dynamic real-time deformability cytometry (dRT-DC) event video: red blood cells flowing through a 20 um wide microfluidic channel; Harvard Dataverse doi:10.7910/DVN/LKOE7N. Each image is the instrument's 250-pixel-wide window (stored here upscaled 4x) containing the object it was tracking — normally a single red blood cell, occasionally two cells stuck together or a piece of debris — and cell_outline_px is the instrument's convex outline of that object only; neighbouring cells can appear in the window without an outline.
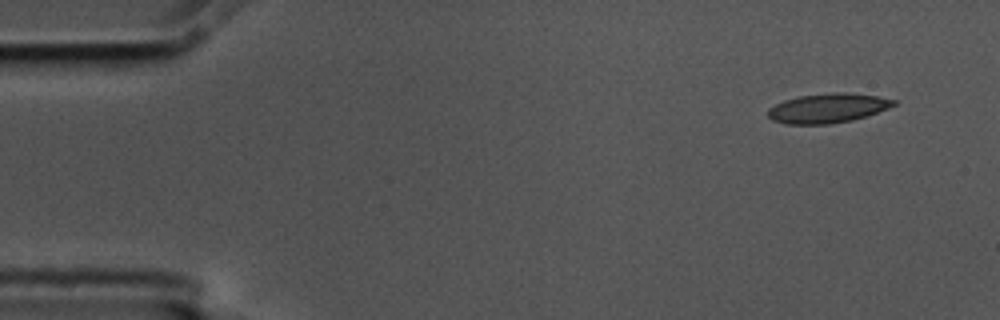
{"species": "common noctule bat (a hibernating species)", "species_latin": "Nyctalus noctula", "temperature_condition": "cold", "stored_images_in_passage": 4, "camera_frame_rate_fps": 3000, "um_per_image_px": 0.085, "animal": {"sex": "male", "body_mass_g": 17.5, "forearm_length_mm": 52.3}, "frame": {"image": 1, "passage_image": 1, "time_ms": 0.0, "image_size_px": [1000, 320], "cell_outline_px": [[900, 100], [896, 104], [888, 108], [852, 120], [828, 124], [784, 124], [772, 120], [768, 116], [768, 108], [784, 100], [800, 96], [832, 92], [848, 92], [876, 96]], "centroid_in_image_um": [70.36, 9.19], "position_along_channel_um": 14.6, "area_um2": 21.56}}
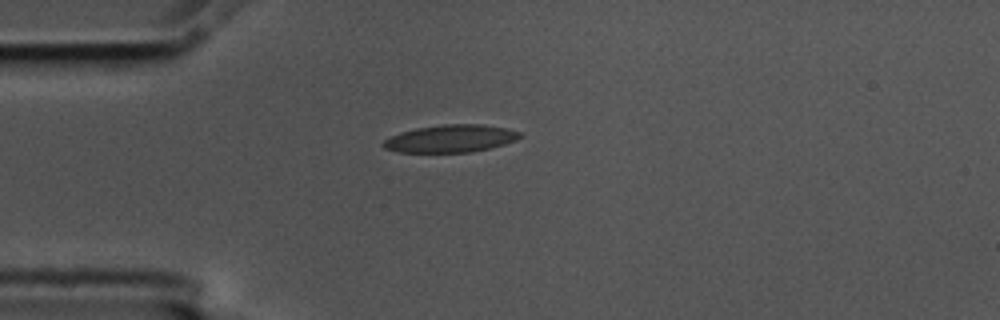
{"frame": {"image": 2, "passage_image": 4, "time_ms": 1.0, "image_size_px": [1000, 320], "cell_outline_px": [[524, 136], [516, 140], [504, 144], [472, 152], [400, 152], [384, 148], [380, 144], [384, 140], [400, 132], [416, 128], [444, 124], [480, 124], [508, 128], [520, 132]], "centroid_in_image_um": [38.32, 11.77], "position_along_channel_um": 46.7, "area_um2": 21.91}}